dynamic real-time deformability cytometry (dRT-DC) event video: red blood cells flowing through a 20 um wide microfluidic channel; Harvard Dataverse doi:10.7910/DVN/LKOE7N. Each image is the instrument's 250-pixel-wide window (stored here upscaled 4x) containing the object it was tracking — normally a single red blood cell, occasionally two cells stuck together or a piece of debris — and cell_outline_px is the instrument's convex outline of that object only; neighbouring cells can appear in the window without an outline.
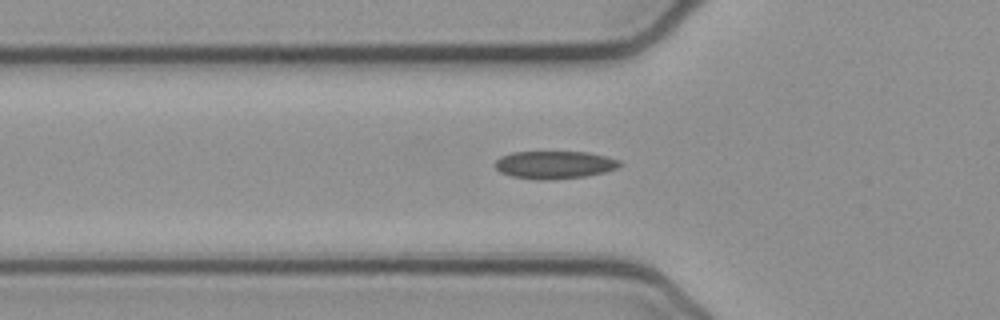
{"species": "common noctule bat (a hibernating species)", "species_latin": "Nyctalus noctula", "temperature_condition": "cold", "stored_images_in_passage": 48, "camera_frame_rate_fps": 3000, "um_per_image_px": 0.085, "animal": {"sex": "female", "body_mass_g": 21.9}, "frame": {"image": 1, "passage_image": 17, "time_ms": 5.333, "image_size_px": [1000, 320], "cell_outline_px": [[624, 164], [616, 168], [604, 172], [584, 176], [552, 180], [536, 180], [512, 176], [500, 172], [492, 164], [500, 156], [512, 152], [588, 152], [620, 160]], "centroid_in_image_um": [47.1, 14.01], "position_along_channel_um": 78.7, "area_um2": 20.29}}
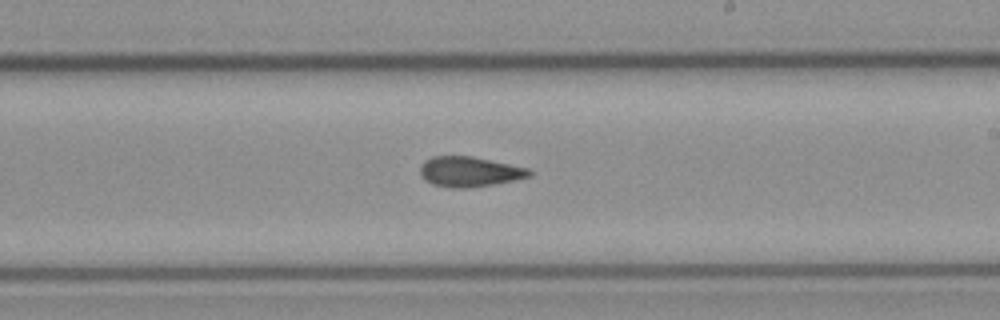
{"frame": {"image": 2, "passage_image": 30, "time_ms": 9.667, "image_size_px": [1000, 320], "cell_outline_px": [[532, 176], [496, 184], [468, 188], [452, 188], [432, 184], [424, 180], [420, 176], [420, 168], [424, 160], [432, 156], [472, 156], [528, 168], [532, 172]], "centroid_in_image_um": [39.88, 14.6], "position_along_channel_um": 249.1, "area_um2": 19.31}}
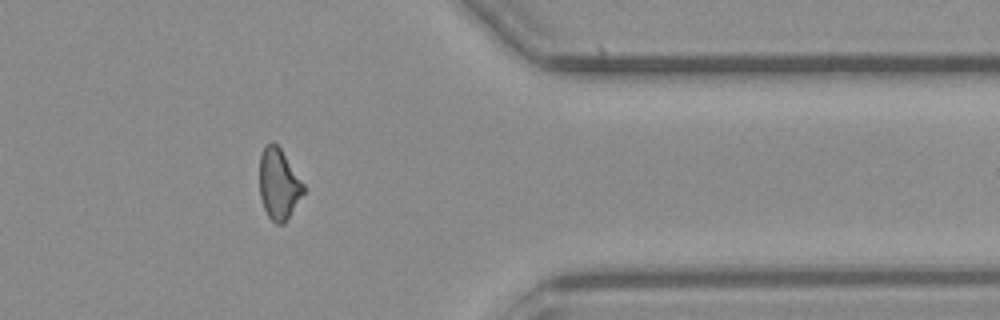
{"frame": {"image": 3, "passage_image": 42, "time_ms": 13.667, "image_size_px": [1000, 320], "cell_outline_px": [[304, 192], [284, 224], [276, 224], [268, 216], [264, 208], [260, 196], [260, 156], [264, 148], [272, 140], [280, 148], [304, 184]], "centroid_in_image_um": [23.68, 15.65], "position_along_channel_um": 387.7, "area_um2": 17.86}}